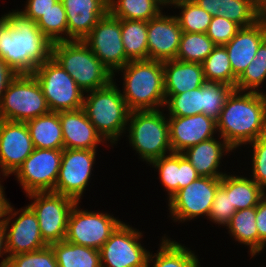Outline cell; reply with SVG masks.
Wrapping results in <instances>:
<instances>
[{
    "instance_id": "obj_1",
    "label": "cell",
    "mask_w": 266,
    "mask_h": 267,
    "mask_svg": "<svg viewBox=\"0 0 266 267\" xmlns=\"http://www.w3.org/2000/svg\"><path fill=\"white\" fill-rule=\"evenodd\" d=\"M52 42L18 10L0 18V57L16 74H32L52 55Z\"/></svg>"
},
{
    "instance_id": "obj_2",
    "label": "cell",
    "mask_w": 266,
    "mask_h": 267,
    "mask_svg": "<svg viewBox=\"0 0 266 267\" xmlns=\"http://www.w3.org/2000/svg\"><path fill=\"white\" fill-rule=\"evenodd\" d=\"M216 123L220 140L235 150L266 135V94L234 89Z\"/></svg>"
},
{
    "instance_id": "obj_3",
    "label": "cell",
    "mask_w": 266,
    "mask_h": 267,
    "mask_svg": "<svg viewBox=\"0 0 266 267\" xmlns=\"http://www.w3.org/2000/svg\"><path fill=\"white\" fill-rule=\"evenodd\" d=\"M118 71L123 73L121 95L130 111L166 108L162 61L133 60Z\"/></svg>"
},
{
    "instance_id": "obj_4",
    "label": "cell",
    "mask_w": 266,
    "mask_h": 267,
    "mask_svg": "<svg viewBox=\"0 0 266 267\" xmlns=\"http://www.w3.org/2000/svg\"><path fill=\"white\" fill-rule=\"evenodd\" d=\"M112 80L107 86L86 92L82 109L105 141L117 143L126 132L130 110Z\"/></svg>"
},
{
    "instance_id": "obj_5",
    "label": "cell",
    "mask_w": 266,
    "mask_h": 267,
    "mask_svg": "<svg viewBox=\"0 0 266 267\" xmlns=\"http://www.w3.org/2000/svg\"><path fill=\"white\" fill-rule=\"evenodd\" d=\"M51 57L73 78L84 94L105 87L113 80V74L82 40L53 43Z\"/></svg>"
},
{
    "instance_id": "obj_6",
    "label": "cell",
    "mask_w": 266,
    "mask_h": 267,
    "mask_svg": "<svg viewBox=\"0 0 266 267\" xmlns=\"http://www.w3.org/2000/svg\"><path fill=\"white\" fill-rule=\"evenodd\" d=\"M159 109L130 111L128 138L134 150L148 164L171 154L168 118Z\"/></svg>"
},
{
    "instance_id": "obj_7",
    "label": "cell",
    "mask_w": 266,
    "mask_h": 267,
    "mask_svg": "<svg viewBox=\"0 0 266 267\" xmlns=\"http://www.w3.org/2000/svg\"><path fill=\"white\" fill-rule=\"evenodd\" d=\"M50 112L41 85L33 74H18L0 102V119L27 122Z\"/></svg>"
},
{
    "instance_id": "obj_8",
    "label": "cell",
    "mask_w": 266,
    "mask_h": 267,
    "mask_svg": "<svg viewBox=\"0 0 266 267\" xmlns=\"http://www.w3.org/2000/svg\"><path fill=\"white\" fill-rule=\"evenodd\" d=\"M41 85L50 112L82 108L84 92L52 57L32 73Z\"/></svg>"
},
{
    "instance_id": "obj_9",
    "label": "cell",
    "mask_w": 266,
    "mask_h": 267,
    "mask_svg": "<svg viewBox=\"0 0 266 267\" xmlns=\"http://www.w3.org/2000/svg\"><path fill=\"white\" fill-rule=\"evenodd\" d=\"M27 196L33 199L29 206L37 216L44 242L49 246L65 240L69 214L76 201L55 192H34Z\"/></svg>"
},
{
    "instance_id": "obj_10",
    "label": "cell",
    "mask_w": 266,
    "mask_h": 267,
    "mask_svg": "<svg viewBox=\"0 0 266 267\" xmlns=\"http://www.w3.org/2000/svg\"><path fill=\"white\" fill-rule=\"evenodd\" d=\"M78 204L69 214L65 240L99 250L122 221L108 213L78 209Z\"/></svg>"
},
{
    "instance_id": "obj_11",
    "label": "cell",
    "mask_w": 266,
    "mask_h": 267,
    "mask_svg": "<svg viewBox=\"0 0 266 267\" xmlns=\"http://www.w3.org/2000/svg\"><path fill=\"white\" fill-rule=\"evenodd\" d=\"M63 150L34 148L14 173L26 195L54 192Z\"/></svg>"
},
{
    "instance_id": "obj_12",
    "label": "cell",
    "mask_w": 266,
    "mask_h": 267,
    "mask_svg": "<svg viewBox=\"0 0 266 267\" xmlns=\"http://www.w3.org/2000/svg\"><path fill=\"white\" fill-rule=\"evenodd\" d=\"M113 74L123 68L130 60L126 57L121 38V19L109 12L93 27L82 40Z\"/></svg>"
},
{
    "instance_id": "obj_13",
    "label": "cell",
    "mask_w": 266,
    "mask_h": 267,
    "mask_svg": "<svg viewBox=\"0 0 266 267\" xmlns=\"http://www.w3.org/2000/svg\"><path fill=\"white\" fill-rule=\"evenodd\" d=\"M142 233L122 222L99 249L102 267H146L150 254L139 240Z\"/></svg>"
},
{
    "instance_id": "obj_14",
    "label": "cell",
    "mask_w": 266,
    "mask_h": 267,
    "mask_svg": "<svg viewBox=\"0 0 266 267\" xmlns=\"http://www.w3.org/2000/svg\"><path fill=\"white\" fill-rule=\"evenodd\" d=\"M14 211V207L10 204L3 224L8 255L2 259L0 267L7 265L8 257L38 251L48 246L41 237L38 219L32 208L28 205L24 209ZM18 214L19 217L12 222V218Z\"/></svg>"
},
{
    "instance_id": "obj_15",
    "label": "cell",
    "mask_w": 266,
    "mask_h": 267,
    "mask_svg": "<svg viewBox=\"0 0 266 267\" xmlns=\"http://www.w3.org/2000/svg\"><path fill=\"white\" fill-rule=\"evenodd\" d=\"M220 185L221 178L200 176L169 199L170 216L179 222L202 215L209 217L215 193Z\"/></svg>"
},
{
    "instance_id": "obj_16",
    "label": "cell",
    "mask_w": 266,
    "mask_h": 267,
    "mask_svg": "<svg viewBox=\"0 0 266 267\" xmlns=\"http://www.w3.org/2000/svg\"><path fill=\"white\" fill-rule=\"evenodd\" d=\"M97 150L63 149L54 192L79 202L92 174Z\"/></svg>"
},
{
    "instance_id": "obj_17",
    "label": "cell",
    "mask_w": 266,
    "mask_h": 267,
    "mask_svg": "<svg viewBox=\"0 0 266 267\" xmlns=\"http://www.w3.org/2000/svg\"><path fill=\"white\" fill-rule=\"evenodd\" d=\"M33 150L26 122L0 119V174L13 175Z\"/></svg>"
},
{
    "instance_id": "obj_18",
    "label": "cell",
    "mask_w": 266,
    "mask_h": 267,
    "mask_svg": "<svg viewBox=\"0 0 266 267\" xmlns=\"http://www.w3.org/2000/svg\"><path fill=\"white\" fill-rule=\"evenodd\" d=\"M169 141L173 153H182L186 149L209 140L217 133V123L205 114L186 117L169 116Z\"/></svg>"
},
{
    "instance_id": "obj_19",
    "label": "cell",
    "mask_w": 266,
    "mask_h": 267,
    "mask_svg": "<svg viewBox=\"0 0 266 267\" xmlns=\"http://www.w3.org/2000/svg\"><path fill=\"white\" fill-rule=\"evenodd\" d=\"M182 33L175 16L161 12L147 21L148 59L162 62L176 59Z\"/></svg>"
},
{
    "instance_id": "obj_20",
    "label": "cell",
    "mask_w": 266,
    "mask_h": 267,
    "mask_svg": "<svg viewBox=\"0 0 266 267\" xmlns=\"http://www.w3.org/2000/svg\"><path fill=\"white\" fill-rule=\"evenodd\" d=\"M68 25V41L83 40L109 12L108 0H61Z\"/></svg>"
},
{
    "instance_id": "obj_21",
    "label": "cell",
    "mask_w": 266,
    "mask_h": 267,
    "mask_svg": "<svg viewBox=\"0 0 266 267\" xmlns=\"http://www.w3.org/2000/svg\"><path fill=\"white\" fill-rule=\"evenodd\" d=\"M266 38V21L262 18L256 24L241 28L225 44L233 74L238 78L253 62L257 49Z\"/></svg>"
},
{
    "instance_id": "obj_22",
    "label": "cell",
    "mask_w": 266,
    "mask_h": 267,
    "mask_svg": "<svg viewBox=\"0 0 266 267\" xmlns=\"http://www.w3.org/2000/svg\"><path fill=\"white\" fill-rule=\"evenodd\" d=\"M58 114L62 127L64 149L97 150L98 144L105 141L82 108L60 111Z\"/></svg>"
},
{
    "instance_id": "obj_23",
    "label": "cell",
    "mask_w": 266,
    "mask_h": 267,
    "mask_svg": "<svg viewBox=\"0 0 266 267\" xmlns=\"http://www.w3.org/2000/svg\"><path fill=\"white\" fill-rule=\"evenodd\" d=\"M158 169L159 179L170 199L178 190L187 187L200 176L182 153H171L152 161Z\"/></svg>"
},
{
    "instance_id": "obj_24",
    "label": "cell",
    "mask_w": 266,
    "mask_h": 267,
    "mask_svg": "<svg viewBox=\"0 0 266 267\" xmlns=\"http://www.w3.org/2000/svg\"><path fill=\"white\" fill-rule=\"evenodd\" d=\"M222 141L213 137L186 149L182 154L195 168L199 176L221 178L226 174L218 170L221 158L224 152L228 153L234 150L227 142Z\"/></svg>"
},
{
    "instance_id": "obj_25",
    "label": "cell",
    "mask_w": 266,
    "mask_h": 267,
    "mask_svg": "<svg viewBox=\"0 0 266 267\" xmlns=\"http://www.w3.org/2000/svg\"><path fill=\"white\" fill-rule=\"evenodd\" d=\"M163 69L165 94H182L206 82L201 63L174 59L164 61Z\"/></svg>"
},
{
    "instance_id": "obj_26",
    "label": "cell",
    "mask_w": 266,
    "mask_h": 267,
    "mask_svg": "<svg viewBox=\"0 0 266 267\" xmlns=\"http://www.w3.org/2000/svg\"><path fill=\"white\" fill-rule=\"evenodd\" d=\"M34 148L64 149L58 112H49L26 122Z\"/></svg>"
},
{
    "instance_id": "obj_27",
    "label": "cell",
    "mask_w": 266,
    "mask_h": 267,
    "mask_svg": "<svg viewBox=\"0 0 266 267\" xmlns=\"http://www.w3.org/2000/svg\"><path fill=\"white\" fill-rule=\"evenodd\" d=\"M221 186L230 193L231 204L236 210L255 207L266 192L251 178L227 175L221 177Z\"/></svg>"
},
{
    "instance_id": "obj_28",
    "label": "cell",
    "mask_w": 266,
    "mask_h": 267,
    "mask_svg": "<svg viewBox=\"0 0 266 267\" xmlns=\"http://www.w3.org/2000/svg\"><path fill=\"white\" fill-rule=\"evenodd\" d=\"M160 243L159 251L149 254L146 267H150V263H153L152 267H200L197 255L188 247L166 236Z\"/></svg>"
},
{
    "instance_id": "obj_29",
    "label": "cell",
    "mask_w": 266,
    "mask_h": 267,
    "mask_svg": "<svg viewBox=\"0 0 266 267\" xmlns=\"http://www.w3.org/2000/svg\"><path fill=\"white\" fill-rule=\"evenodd\" d=\"M49 246L54 252L58 267H102L99 250L66 240Z\"/></svg>"
},
{
    "instance_id": "obj_30",
    "label": "cell",
    "mask_w": 266,
    "mask_h": 267,
    "mask_svg": "<svg viewBox=\"0 0 266 267\" xmlns=\"http://www.w3.org/2000/svg\"><path fill=\"white\" fill-rule=\"evenodd\" d=\"M255 217L256 206L237 210L226 226L236 241L249 246L251 257L258 253V230Z\"/></svg>"
},
{
    "instance_id": "obj_31",
    "label": "cell",
    "mask_w": 266,
    "mask_h": 267,
    "mask_svg": "<svg viewBox=\"0 0 266 267\" xmlns=\"http://www.w3.org/2000/svg\"><path fill=\"white\" fill-rule=\"evenodd\" d=\"M121 38L130 61L148 59L147 21L121 19Z\"/></svg>"
},
{
    "instance_id": "obj_32",
    "label": "cell",
    "mask_w": 266,
    "mask_h": 267,
    "mask_svg": "<svg viewBox=\"0 0 266 267\" xmlns=\"http://www.w3.org/2000/svg\"><path fill=\"white\" fill-rule=\"evenodd\" d=\"M108 5L109 13L119 19L149 21L162 12L154 0H108Z\"/></svg>"
},
{
    "instance_id": "obj_33",
    "label": "cell",
    "mask_w": 266,
    "mask_h": 267,
    "mask_svg": "<svg viewBox=\"0 0 266 267\" xmlns=\"http://www.w3.org/2000/svg\"><path fill=\"white\" fill-rule=\"evenodd\" d=\"M263 11L254 0H220L219 16L235 22L241 28L256 24L262 19Z\"/></svg>"
},
{
    "instance_id": "obj_34",
    "label": "cell",
    "mask_w": 266,
    "mask_h": 267,
    "mask_svg": "<svg viewBox=\"0 0 266 267\" xmlns=\"http://www.w3.org/2000/svg\"><path fill=\"white\" fill-rule=\"evenodd\" d=\"M216 46L206 33L183 32L176 60L202 63Z\"/></svg>"
},
{
    "instance_id": "obj_35",
    "label": "cell",
    "mask_w": 266,
    "mask_h": 267,
    "mask_svg": "<svg viewBox=\"0 0 266 267\" xmlns=\"http://www.w3.org/2000/svg\"><path fill=\"white\" fill-rule=\"evenodd\" d=\"M201 64L206 81L223 82L235 88L237 77L232 72L225 46L217 45Z\"/></svg>"
},
{
    "instance_id": "obj_36",
    "label": "cell",
    "mask_w": 266,
    "mask_h": 267,
    "mask_svg": "<svg viewBox=\"0 0 266 267\" xmlns=\"http://www.w3.org/2000/svg\"><path fill=\"white\" fill-rule=\"evenodd\" d=\"M180 8V15H175L183 32L206 33L212 20L205 9L201 8L194 0H179L174 8Z\"/></svg>"
},
{
    "instance_id": "obj_37",
    "label": "cell",
    "mask_w": 266,
    "mask_h": 267,
    "mask_svg": "<svg viewBox=\"0 0 266 267\" xmlns=\"http://www.w3.org/2000/svg\"><path fill=\"white\" fill-rule=\"evenodd\" d=\"M36 25L52 43L68 41L67 16L61 0L44 13Z\"/></svg>"
},
{
    "instance_id": "obj_38",
    "label": "cell",
    "mask_w": 266,
    "mask_h": 267,
    "mask_svg": "<svg viewBox=\"0 0 266 267\" xmlns=\"http://www.w3.org/2000/svg\"><path fill=\"white\" fill-rule=\"evenodd\" d=\"M266 79V38L262 41L254 56L253 62L237 78L235 89L239 91L257 92ZM257 88V89H256Z\"/></svg>"
},
{
    "instance_id": "obj_39",
    "label": "cell",
    "mask_w": 266,
    "mask_h": 267,
    "mask_svg": "<svg viewBox=\"0 0 266 267\" xmlns=\"http://www.w3.org/2000/svg\"><path fill=\"white\" fill-rule=\"evenodd\" d=\"M234 89L223 82L206 81L201 86L203 114L217 120Z\"/></svg>"
},
{
    "instance_id": "obj_40",
    "label": "cell",
    "mask_w": 266,
    "mask_h": 267,
    "mask_svg": "<svg viewBox=\"0 0 266 267\" xmlns=\"http://www.w3.org/2000/svg\"><path fill=\"white\" fill-rule=\"evenodd\" d=\"M168 116L186 117L202 114L201 87L182 94H165Z\"/></svg>"
},
{
    "instance_id": "obj_41",
    "label": "cell",
    "mask_w": 266,
    "mask_h": 267,
    "mask_svg": "<svg viewBox=\"0 0 266 267\" xmlns=\"http://www.w3.org/2000/svg\"><path fill=\"white\" fill-rule=\"evenodd\" d=\"M8 267H58L50 246L41 250L8 257Z\"/></svg>"
},
{
    "instance_id": "obj_42",
    "label": "cell",
    "mask_w": 266,
    "mask_h": 267,
    "mask_svg": "<svg viewBox=\"0 0 266 267\" xmlns=\"http://www.w3.org/2000/svg\"><path fill=\"white\" fill-rule=\"evenodd\" d=\"M236 211L235 206L231 204L230 193L220 185L215 193L208 218L215 224L227 226Z\"/></svg>"
},
{
    "instance_id": "obj_43",
    "label": "cell",
    "mask_w": 266,
    "mask_h": 267,
    "mask_svg": "<svg viewBox=\"0 0 266 267\" xmlns=\"http://www.w3.org/2000/svg\"><path fill=\"white\" fill-rule=\"evenodd\" d=\"M241 29V27L233 21L223 16H214L208 26L206 35L216 44H227Z\"/></svg>"
},
{
    "instance_id": "obj_44",
    "label": "cell",
    "mask_w": 266,
    "mask_h": 267,
    "mask_svg": "<svg viewBox=\"0 0 266 267\" xmlns=\"http://www.w3.org/2000/svg\"><path fill=\"white\" fill-rule=\"evenodd\" d=\"M253 147L252 178L266 192V135L249 143Z\"/></svg>"
},
{
    "instance_id": "obj_45",
    "label": "cell",
    "mask_w": 266,
    "mask_h": 267,
    "mask_svg": "<svg viewBox=\"0 0 266 267\" xmlns=\"http://www.w3.org/2000/svg\"><path fill=\"white\" fill-rule=\"evenodd\" d=\"M59 0H27L25 9L19 11L24 17L37 21L44 13L52 9Z\"/></svg>"
},
{
    "instance_id": "obj_46",
    "label": "cell",
    "mask_w": 266,
    "mask_h": 267,
    "mask_svg": "<svg viewBox=\"0 0 266 267\" xmlns=\"http://www.w3.org/2000/svg\"><path fill=\"white\" fill-rule=\"evenodd\" d=\"M256 226L258 230V254L266 246V194L256 206Z\"/></svg>"
},
{
    "instance_id": "obj_47",
    "label": "cell",
    "mask_w": 266,
    "mask_h": 267,
    "mask_svg": "<svg viewBox=\"0 0 266 267\" xmlns=\"http://www.w3.org/2000/svg\"><path fill=\"white\" fill-rule=\"evenodd\" d=\"M16 74L3 60V58L0 57V102L2 99V96L9 86L10 82L17 76Z\"/></svg>"
},
{
    "instance_id": "obj_48",
    "label": "cell",
    "mask_w": 266,
    "mask_h": 267,
    "mask_svg": "<svg viewBox=\"0 0 266 267\" xmlns=\"http://www.w3.org/2000/svg\"><path fill=\"white\" fill-rule=\"evenodd\" d=\"M194 1L213 17L218 16V11L220 8V0H194Z\"/></svg>"
},
{
    "instance_id": "obj_49",
    "label": "cell",
    "mask_w": 266,
    "mask_h": 267,
    "mask_svg": "<svg viewBox=\"0 0 266 267\" xmlns=\"http://www.w3.org/2000/svg\"><path fill=\"white\" fill-rule=\"evenodd\" d=\"M9 206L10 203L5 198L4 187L0 184V225H3L5 222Z\"/></svg>"
},
{
    "instance_id": "obj_50",
    "label": "cell",
    "mask_w": 266,
    "mask_h": 267,
    "mask_svg": "<svg viewBox=\"0 0 266 267\" xmlns=\"http://www.w3.org/2000/svg\"><path fill=\"white\" fill-rule=\"evenodd\" d=\"M7 254L6 249V234L3 225H0V257L2 258L3 255Z\"/></svg>"
},
{
    "instance_id": "obj_51",
    "label": "cell",
    "mask_w": 266,
    "mask_h": 267,
    "mask_svg": "<svg viewBox=\"0 0 266 267\" xmlns=\"http://www.w3.org/2000/svg\"><path fill=\"white\" fill-rule=\"evenodd\" d=\"M159 6L165 7L166 5L175 6L179 0H154ZM165 5V6H164Z\"/></svg>"
},
{
    "instance_id": "obj_52",
    "label": "cell",
    "mask_w": 266,
    "mask_h": 267,
    "mask_svg": "<svg viewBox=\"0 0 266 267\" xmlns=\"http://www.w3.org/2000/svg\"><path fill=\"white\" fill-rule=\"evenodd\" d=\"M254 2L262 11L266 9V0H254Z\"/></svg>"
},
{
    "instance_id": "obj_53",
    "label": "cell",
    "mask_w": 266,
    "mask_h": 267,
    "mask_svg": "<svg viewBox=\"0 0 266 267\" xmlns=\"http://www.w3.org/2000/svg\"><path fill=\"white\" fill-rule=\"evenodd\" d=\"M262 18L266 21V9L263 11Z\"/></svg>"
}]
</instances>
